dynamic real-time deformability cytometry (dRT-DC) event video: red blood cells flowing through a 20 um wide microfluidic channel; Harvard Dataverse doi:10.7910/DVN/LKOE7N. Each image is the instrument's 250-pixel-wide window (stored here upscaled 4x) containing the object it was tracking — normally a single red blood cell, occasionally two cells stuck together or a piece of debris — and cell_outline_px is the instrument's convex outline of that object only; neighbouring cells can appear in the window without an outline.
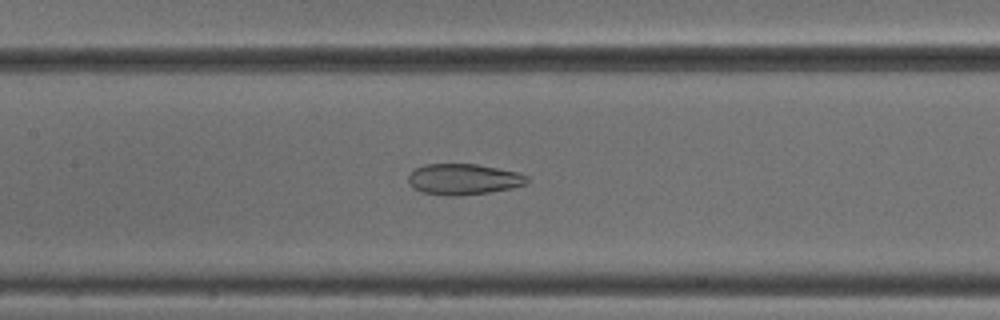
{"species": "common noctule bat (a hibernating species)", "species_latin": "Nyctalus noctula", "temperature_condition": "cold", "stored_images_in_passage": 48, "camera_frame_rate_fps": 3000, "um_per_image_px": 0.085, "animal": {"sex": "male", "body_mass_g": 18.8}, "frame": {"image": 1, "passage_image": 22, "time_ms": 7.0, "image_size_px": [1000, 320], "cell_outline_px": [[528, 180], [524, 184], [512, 188], [488, 192], [456, 196], [448, 196], [420, 192], [412, 188], [408, 180], [408, 176], [416, 168], [424, 164], [476, 164], [516, 172], [528, 176]], "centroid_in_image_um": [39.35, 15.24], "position_along_channel_um": 168.0, "area_um2": 21.27}}
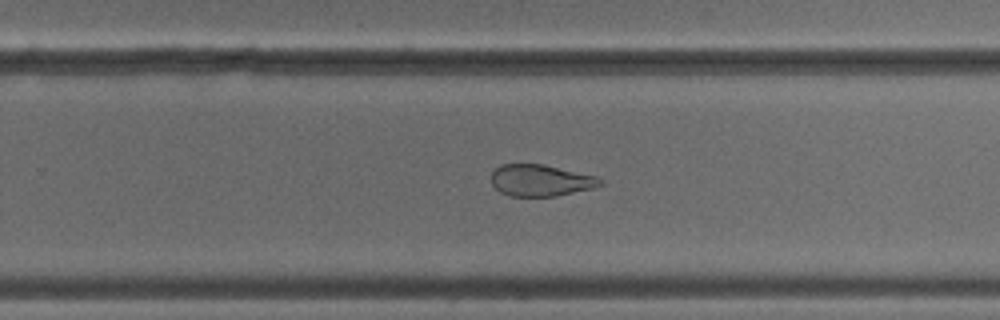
{"frame": {"image": 2, "passage_image": 31, "time_ms": 10.0, "image_size_px": [1000, 320], "cell_outline_px": [[604, 184], [592, 188], [556, 196], [512, 196], [500, 192], [492, 184], [492, 172], [500, 164], [544, 164], [596, 176], [604, 180]], "centroid_in_image_um": [45.97, 15.33], "position_along_channel_um": 283.8, "area_um2": 20.06}}
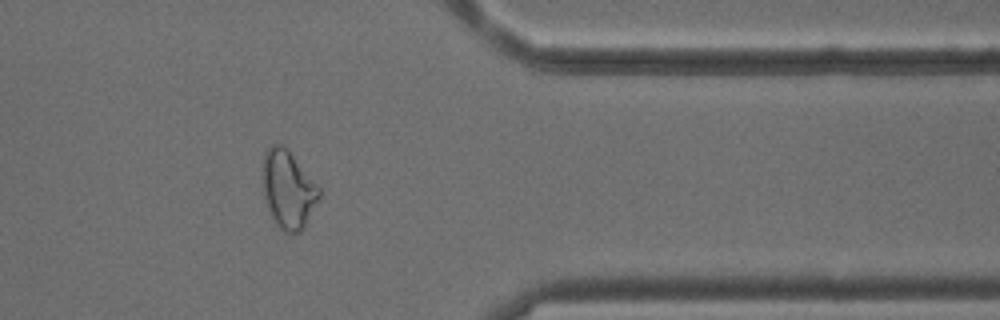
{"frame": {"image": 3, "passage_image": 40, "time_ms": 13.0, "image_size_px": [1000, 320], "cell_outline_px": [[320, 196], [304, 228], [300, 232], [284, 232], [272, 220], [264, 200], [260, 172], [264, 152], [272, 144], [280, 144], [288, 148], [320, 188]], "centroid_in_image_um": [24.44, 16.08], "position_along_channel_um": 387.0, "area_um2": 26.24}}